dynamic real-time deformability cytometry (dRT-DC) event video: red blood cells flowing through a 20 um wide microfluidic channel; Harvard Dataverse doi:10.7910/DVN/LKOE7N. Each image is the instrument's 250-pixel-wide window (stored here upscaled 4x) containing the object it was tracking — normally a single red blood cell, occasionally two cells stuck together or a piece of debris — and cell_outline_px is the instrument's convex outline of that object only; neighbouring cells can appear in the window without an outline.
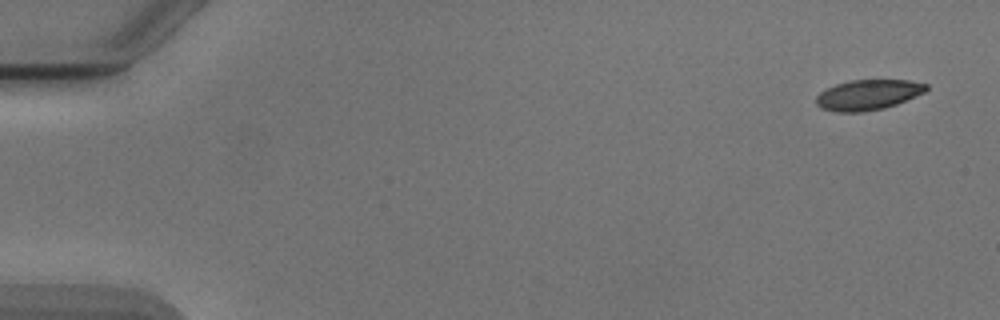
{"species": "Egyptian fruit bat (a non-hibernating species)", "species_latin": "Rousettus aegyptiacus", "temperature_condition": "cold", "stored_images_in_passage": 50, "camera_frame_rate_fps": 3000, "um_per_image_px": 0.085, "animal": {"sex": "male"}, "frame": {"image": 1, "passage_image": 1, "time_ms": 0.0, "image_size_px": [1000, 320], "cell_outline_px": [[928, 88], [924, 92], [896, 104], [884, 108], [864, 112], [836, 112], [820, 108], [816, 104], [816, 96], [820, 92], [836, 84], [848, 80], [908, 80], [928, 84]], "centroid_in_image_um": [73.75, 8.06], "position_along_channel_um": 11.2, "area_um2": 19.42}}
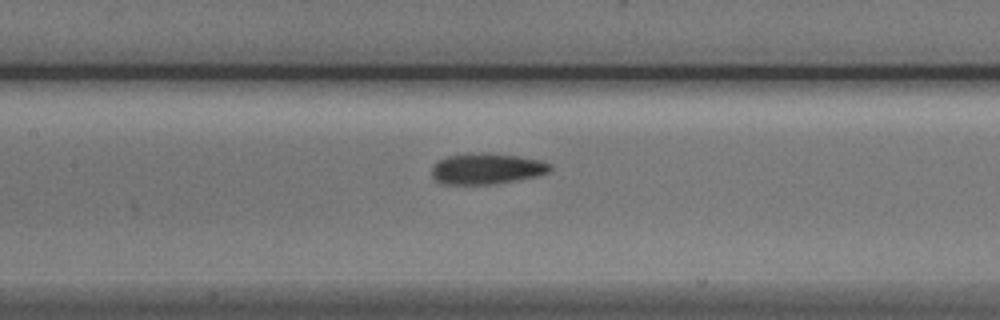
{"frame": {"image": 2, "passage_image": 24, "time_ms": 7.667, "image_size_px": [1000, 320], "cell_outline_px": [[552, 168], [548, 172], [536, 176], [496, 184], [444, 184], [436, 180], [432, 176], [432, 164], [436, 160], [448, 156], [468, 152], [480, 152], [520, 156], [540, 160], [552, 164]], "centroid_in_image_um": [41.34, 14.32], "position_along_channel_um": 166.1, "area_um2": 21.62}}
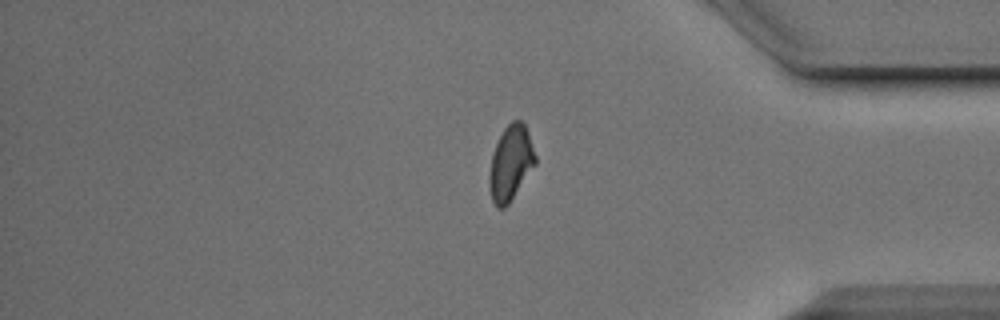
{"frame": {"image": 3, "passage_image": 43, "time_ms": 14.0, "image_size_px": [1000, 320], "cell_outline_px": [[536, 164], [508, 204], [504, 208], [496, 208], [492, 200], [488, 176], [492, 152], [504, 128], [512, 120], [520, 120], [524, 124], [528, 132], [536, 156]], "centroid_in_image_um": [43.4, 13.86], "position_along_channel_um": 391.8, "area_um2": 20.0}}